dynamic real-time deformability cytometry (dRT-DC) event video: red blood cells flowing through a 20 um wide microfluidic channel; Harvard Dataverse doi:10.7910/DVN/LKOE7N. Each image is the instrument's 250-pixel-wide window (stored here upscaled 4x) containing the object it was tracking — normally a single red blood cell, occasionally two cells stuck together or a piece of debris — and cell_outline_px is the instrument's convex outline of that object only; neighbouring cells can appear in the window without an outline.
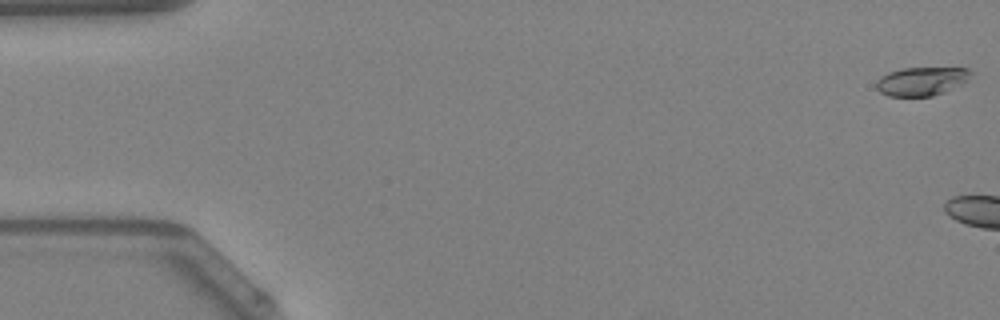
{"species": "Egyptian fruit bat (a non-hibernating species)", "species_latin": "Rousettus aegyptiacus", "temperature_condition": "warm", "stored_images_in_passage": 4, "camera_frame_rate_fps": 3000, "um_per_image_px": 0.085, "animal": {"sex": "female"}, "frame": {"image": 1, "passage_image": 1, "time_ms": 0.0, "image_size_px": [1000, 320], "cell_outline_px": [[972, 72], [968, 80], [944, 92], [932, 96], [888, 96], [880, 92], [876, 88], [876, 80], [880, 76], [888, 72], [904, 68], [968, 68]], "centroid_in_image_um": [78.3, 6.9], "position_along_channel_um": 6.7, "area_um2": 15.72}}